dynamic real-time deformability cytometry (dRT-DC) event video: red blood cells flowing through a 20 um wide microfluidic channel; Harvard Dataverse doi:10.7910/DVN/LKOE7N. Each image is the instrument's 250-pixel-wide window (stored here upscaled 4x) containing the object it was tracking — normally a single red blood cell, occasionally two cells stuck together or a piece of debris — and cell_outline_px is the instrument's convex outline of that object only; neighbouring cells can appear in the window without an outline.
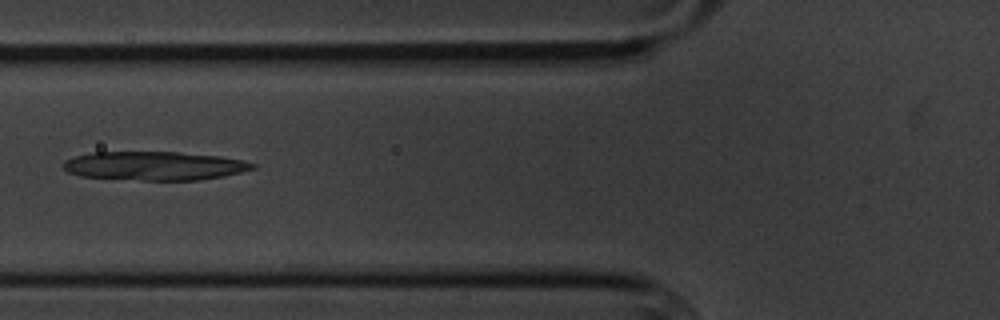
{"species": "common noctule bat (a hibernating species)", "species_latin": "Nyctalus noctula", "temperature_condition": "cold", "stored_images_in_passage": 14, "camera_frame_rate_fps": 3000, "um_per_image_px": 0.085, "animal": {"sex": "male", "body_mass_g": 20.1, "forearm_length_mm": 53.5}, "frame": {"image": 1, "passage_image": 5, "time_ms": 5.667, "image_size_px": [1000, 320], "cell_outline_px": [[256, 168], [224, 176], [200, 180], [144, 180], [80, 176], [68, 172], [60, 164], [64, 160], [76, 156], [92, 152], [180, 152], [220, 156], [244, 160], [256, 164]], "centroid_in_image_um": [13.14, 14.09], "position_along_channel_um": 112.7, "area_um2": 31.79}}
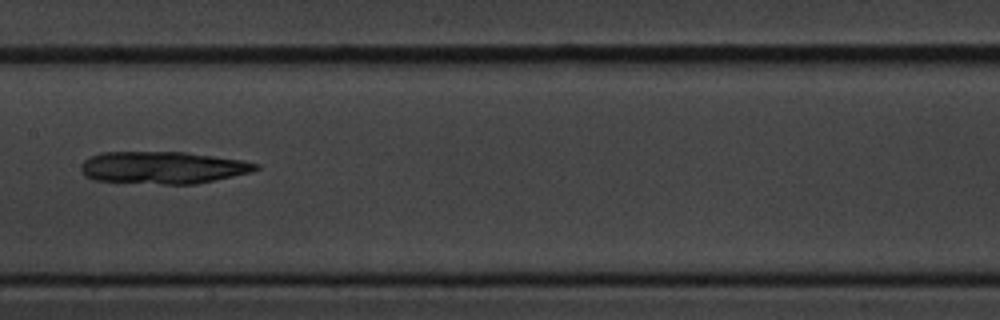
{"frame": {"image": 2, "passage_image": 7, "time_ms": 8.0, "image_size_px": [1000, 320], "cell_outline_px": [[260, 168], [252, 172], [196, 184], [160, 184], [92, 180], [84, 176], [80, 168], [80, 164], [84, 160], [100, 152], [184, 152], [240, 160], [260, 164]], "centroid_in_image_um": [13.81, 14.25], "position_along_channel_um": 193.6, "area_um2": 32.89}}
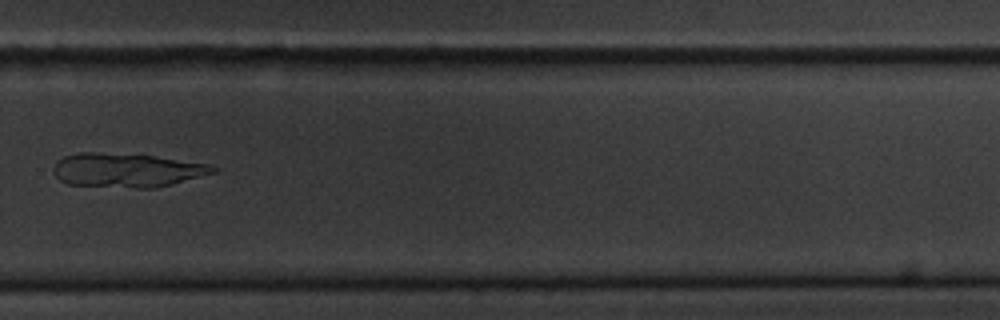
{"frame": {"image": 3, "passage_image": 10, "time_ms": 11.667, "image_size_px": [1000, 320], "cell_outline_px": [[220, 168], [216, 172], [172, 184], [152, 188], [136, 188], [68, 184], [60, 180], [52, 172], [52, 168], [64, 156], [80, 152], [96, 152], [156, 156], [208, 164]], "centroid_in_image_um": [10.79, 14.46], "position_along_channel_um": 319.0, "area_um2": 31.5}}